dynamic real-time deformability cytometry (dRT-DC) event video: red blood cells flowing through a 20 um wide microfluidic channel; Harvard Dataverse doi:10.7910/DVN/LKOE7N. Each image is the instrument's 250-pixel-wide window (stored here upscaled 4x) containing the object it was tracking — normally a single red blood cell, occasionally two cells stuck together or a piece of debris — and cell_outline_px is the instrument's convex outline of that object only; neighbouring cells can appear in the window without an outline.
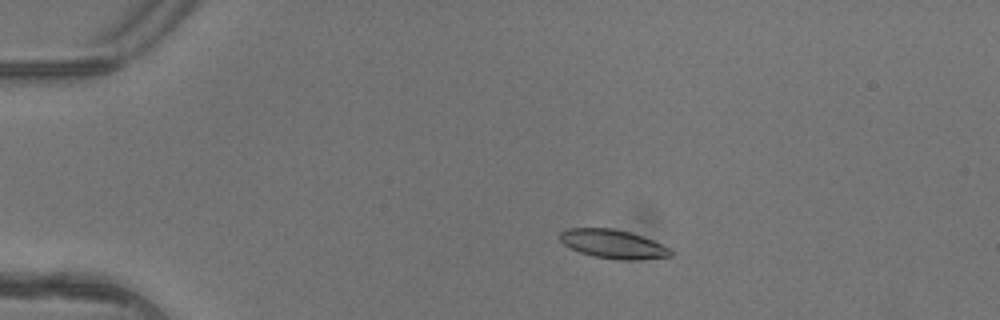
{"species": "common noctule bat (a hibernating species)", "species_latin": "Nyctalus noctula", "temperature_condition": "warm", "stored_images_in_passage": 7, "camera_frame_rate_fps": 3000, "um_per_image_px": 0.085, "animal": {"sex": "female"}, "frame": {"image": 1, "passage_image": 3, "time_ms": 0.667, "image_size_px": [1000, 320], "cell_outline_px": [[672, 256], [640, 260], [620, 260], [592, 256], [580, 252], [564, 244], [560, 240], [560, 232], [568, 228], [612, 228], [632, 232], [652, 240], [668, 248], [672, 252]], "centroid_in_image_um": [52.11, 20.74], "position_along_channel_um": 32.9, "area_um2": 18.55}}
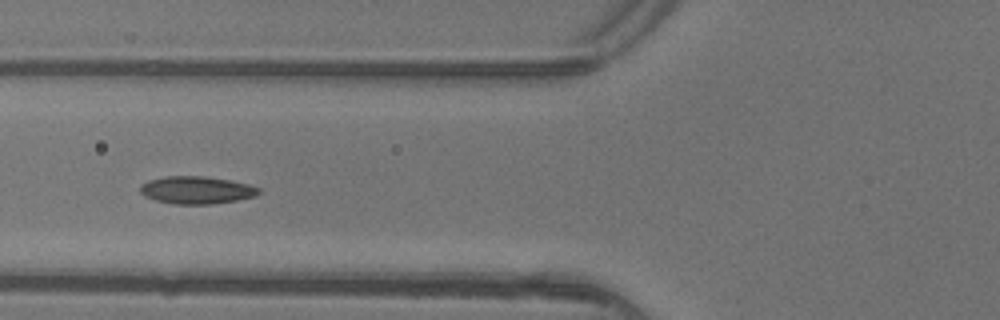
{"frame": {"image": 2, "passage_image": 6, "time_ms": 1.667, "image_size_px": [1000, 320], "cell_outline_px": [[260, 192], [256, 196], [236, 200], [212, 204], [172, 204], [156, 200], [144, 196], [140, 192], [140, 184], [148, 180], [164, 176], [204, 176], [228, 180], [248, 184], [260, 188]], "centroid_in_image_um": [16.68, 16.15], "position_along_channel_um": 109.1, "area_um2": 19.07}}
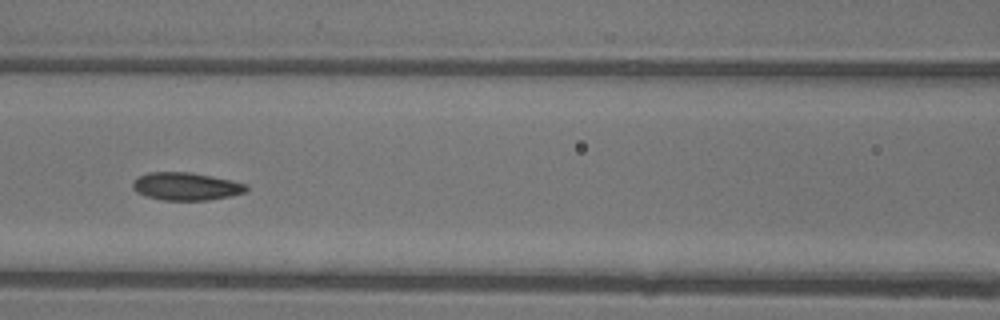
{"frame": {"image": 3, "passage_image": 7, "time_ms": 2.0, "image_size_px": [1000, 320], "cell_outline_px": [[248, 188], [244, 192], [232, 196], [208, 200], [164, 200], [144, 196], [136, 192], [132, 188], [132, 184], [140, 176], [148, 172], [192, 172], [232, 180], [248, 184]], "centroid_in_image_um": [15.83, 15.84], "position_along_channel_um": 150.8, "area_um2": 18.5}}